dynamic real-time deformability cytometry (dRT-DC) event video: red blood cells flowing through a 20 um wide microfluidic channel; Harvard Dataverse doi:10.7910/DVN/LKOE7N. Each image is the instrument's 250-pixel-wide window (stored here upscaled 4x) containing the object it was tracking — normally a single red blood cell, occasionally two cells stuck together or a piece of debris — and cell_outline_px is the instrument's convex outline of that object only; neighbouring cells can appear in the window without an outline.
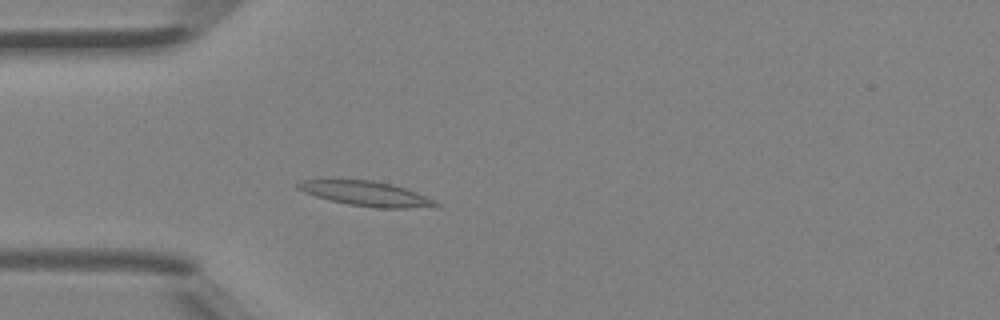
{"species": "Egyptian fruit bat (a non-hibernating species)", "species_latin": "Rousettus aegyptiacus", "temperature_condition": "room temperature", "stored_images_in_passage": 33, "camera_frame_rate_fps": 3000, "um_per_image_px": 0.085, "animal": {"sex": "female"}, "frame": {"image": 1, "passage_image": 1, "time_ms": 0.0, "image_size_px": [1000, 320], "cell_outline_px": [[440, 204], [404, 208], [376, 208], [348, 204], [316, 196], [304, 192], [296, 188], [296, 184], [304, 180], [372, 180], [392, 184], [416, 192], [436, 200]], "centroid_in_image_um": [31.09, 16.45], "position_along_channel_um": 53.9, "area_um2": 19.36}}
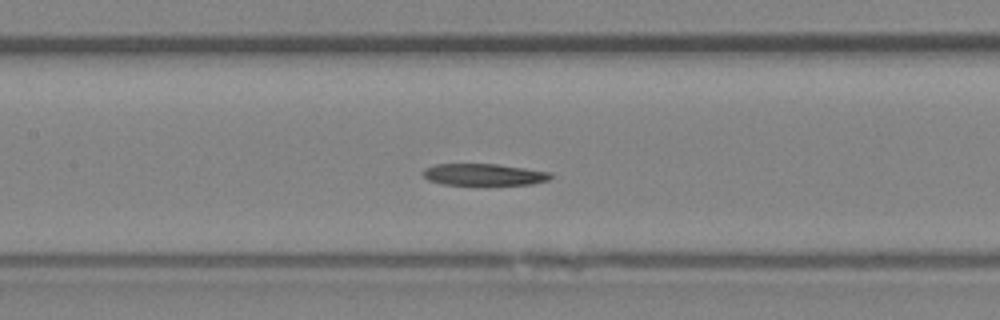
{"frame": {"image": 2, "passage_image": 9, "time_ms": 2.667, "image_size_px": [1000, 320], "cell_outline_px": [[552, 176], [548, 180], [532, 184], [484, 188], [444, 184], [428, 180], [420, 172], [424, 168], [436, 164], [496, 164], [552, 172]], "centroid_in_image_um": [41.12, 14.89], "position_along_channel_um": 166.3, "area_um2": 17.28}}
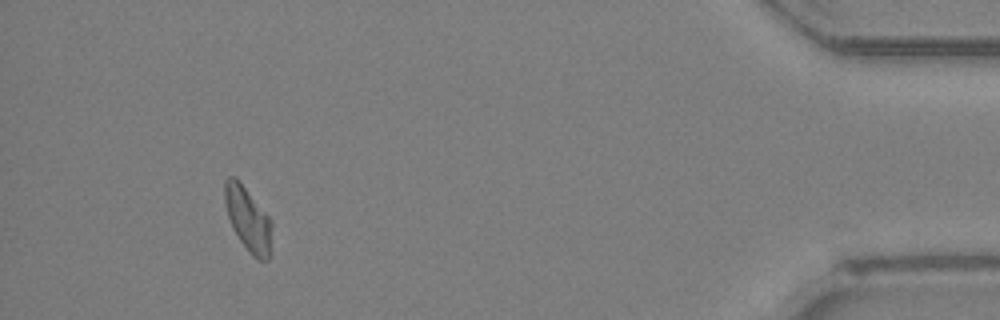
{"frame": {"image": 3, "passage_image": 30, "time_ms": 9.667, "image_size_px": [1000, 320], "cell_outline_px": [[272, 224], [268, 260], [260, 260], [252, 256], [240, 240], [232, 228], [228, 216], [224, 200], [224, 180], [228, 176], [236, 176], [272, 220]], "centroid_in_image_um": [21.06, 18.58], "position_along_channel_um": 414.1, "area_um2": 17.57}}